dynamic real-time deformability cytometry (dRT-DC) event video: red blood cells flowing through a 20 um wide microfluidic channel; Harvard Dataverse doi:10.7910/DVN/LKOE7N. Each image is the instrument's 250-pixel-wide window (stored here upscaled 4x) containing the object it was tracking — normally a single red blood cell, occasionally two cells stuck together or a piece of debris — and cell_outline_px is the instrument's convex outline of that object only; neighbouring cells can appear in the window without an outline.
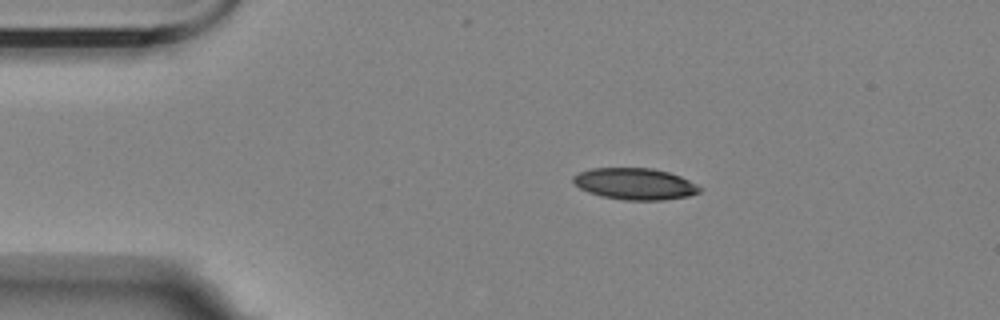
{"species": "Egyptian fruit bat (a non-hibernating species)", "species_latin": "Rousettus aegyptiacus", "temperature_condition": "room temperature", "stored_images_in_passage": 6, "camera_frame_rate_fps": 3000, "um_per_image_px": 0.085, "animal": {"sex": "female"}, "frame": {"image": 1, "passage_image": 2, "time_ms": 1.333, "image_size_px": [1000, 320], "cell_outline_px": [[704, 188], [700, 192], [688, 196], [664, 200], [624, 200], [600, 196], [588, 192], [580, 188], [572, 180], [572, 176], [580, 172], [592, 168], [652, 168], [668, 172], [680, 176]], "centroid_in_image_um": [53.98, 15.63], "position_along_channel_um": 31.0, "area_um2": 23.29}}
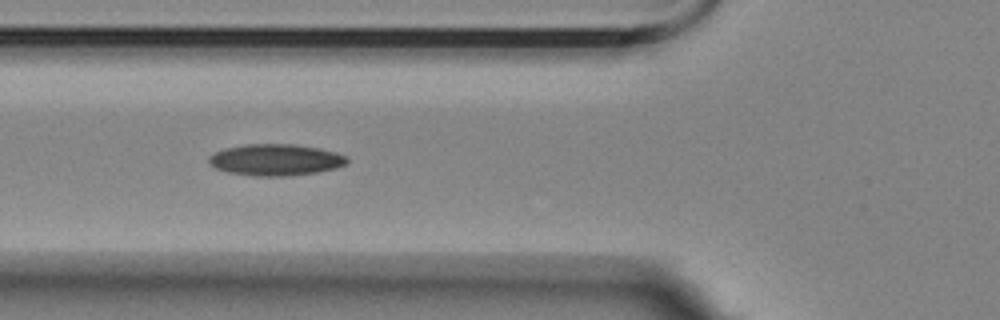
{"frame": {"image": 2, "passage_image": 5, "time_ms": 4.667, "image_size_px": [1000, 320], "cell_outline_px": [[348, 164], [336, 168], [320, 172], [284, 176], [252, 176], [228, 172], [216, 168], [208, 164], [208, 156], [224, 148], [248, 144], [292, 144], [320, 148], [336, 152], [348, 156]], "centroid_in_image_um": [23.45, 13.59], "position_along_channel_um": 102.3, "area_um2": 25.61}}
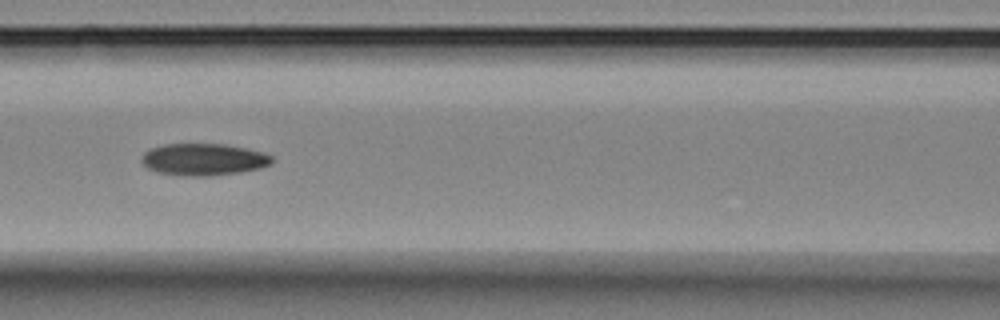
{"frame": {"image": 3, "passage_image": 6, "time_ms": 6.0, "image_size_px": [1000, 320], "cell_outline_px": [[272, 164], [260, 168], [240, 172], [208, 176], [192, 176], [156, 172], [148, 168], [140, 160], [140, 156], [148, 148], [164, 144], [224, 144], [248, 148], [264, 152], [272, 156]], "centroid_in_image_um": [17.29, 13.54], "position_along_channel_um": 149.3, "area_um2": 24.45}}